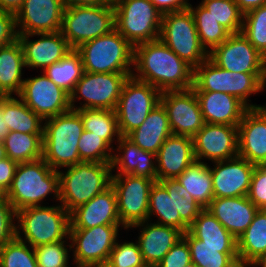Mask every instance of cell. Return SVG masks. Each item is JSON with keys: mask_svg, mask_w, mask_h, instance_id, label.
Returning a JSON list of instances; mask_svg holds the SVG:
<instances>
[{"mask_svg": "<svg viewBox=\"0 0 266 267\" xmlns=\"http://www.w3.org/2000/svg\"><path fill=\"white\" fill-rule=\"evenodd\" d=\"M208 165L214 198L248 196L255 164L237 155Z\"/></svg>", "mask_w": 266, "mask_h": 267, "instance_id": "d6986e66", "label": "cell"}, {"mask_svg": "<svg viewBox=\"0 0 266 267\" xmlns=\"http://www.w3.org/2000/svg\"><path fill=\"white\" fill-rule=\"evenodd\" d=\"M195 92H220L237 97L248 108H260L261 104L251 101L266 90V74L235 73L218 67L209 58L194 69Z\"/></svg>", "mask_w": 266, "mask_h": 267, "instance_id": "8992f818", "label": "cell"}, {"mask_svg": "<svg viewBox=\"0 0 266 267\" xmlns=\"http://www.w3.org/2000/svg\"><path fill=\"white\" fill-rule=\"evenodd\" d=\"M150 1L162 14L186 10L189 9V6L192 4L190 0H150Z\"/></svg>", "mask_w": 266, "mask_h": 267, "instance_id": "db71d44e", "label": "cell"}, {"mask_svg": "<svg viewBox=\"0 0 266 267\" xmlns=\"http://www.w3.org/2000/svg\"><path fill=\"white\" fill-rule=\"evenodd\" d=\"M262 107L266 110V103L262 104Z\"/></svg>", "mask_w": 266, "mask_h": 267, "instance_id": "03108f58", "label": "cell"}, {"mask_svg": "<svg viewBox=\"0 0 266 267\" xmlns=\"http://www.w3.org/2000/svg\"><path fill=\"white\" fill-rule=\"evenodd\" d=\"M145 267H157V266H152V265H146Z\"/></svg>", "mask_w": 266, "mask_h": 267, "instance_id": "003e7915", "label": "cell"}, {"mask_svg": "<svg viewBox=\"0 0 266 267\" xmlns=\"http://www.w3.org/2000/svg\"><path fill=\"white\" fill-rule=\"evenodd\" d=\"M23 69L24 53L18 39L0 47V96L20 94L25 80Z\"/></svg>", "mask_w": 266, "mask_h": 267, "instance_id": "4dcf8cb0", "label": "cell"}, {"mask_svg": "<svg viewBox=\"0 0 266 267\" xmlns=\"http://www.w3.org/2000/svg\"><path fill=\"white\" fill-rule=\"evenodd\" d=\"M6 156L17 163L42 158L43 134L9 132L4 140Z\"/></svg>", "mask_w": 266, "mask_h": 267, "instance_id": "f35d334b", "label": "cell"}, {"mask_svg": "<svg viewBox=\"0 0 266 267\" xmlns=\"http://www.w3.org/2000/svg\"><path fill=\"white\" fill-rule=\"evenodd\" d=\"M154 182L146 177L112 174L111 186L116 193L118 215L126 230L148 221L149 195Z\"/></svg>", "mask_w": 266, "mask_h": 267, "instance_id": "5bb4252c", "label": "cell"}, {"mask_svg": "<svg viewBox=\"0 0 266 267\" xmlns=\"http://www.w3.org/2000/svg\"><path fill=\"white\" fill-rule=\"evenodd\" d=\"M138 228L139 230H137ZM130 229L140 231L135 239L139 244L146 265L156 266L167 252L183 238L181 230L151 221L138 223L130 227L126 233Z\"/></svg>", "mask_w": 266, "mask_h": 267, "instance_id": "603a6c76", "label": "cell"}, {"mask_svg": "<svg viewBox=\"0 0 266 267\" xmlns=\"http://www.w3.org/2000/svg\"><path fill=\"white\" fill-rule=\"evenodd\" d=\"M9 133V129L6 127L2 118L1 96H0V140L3 141L5 136Z\"/></svg>", "mask_w": 266, "mask_h": 267, "instance_id": "680465c9", "label": "cell"}, {"mask_svg": "<svg viewBox=\"0 0 266 267\" xmlns=\"http://www.w3.org/2000/svg\"><path fill=\"white\" fill-rule=\"evenodd\" d=\"M176 209L181 220L189 227L203 208L195 201L191 194L179 183L176 191Z\"/></svg>", "mask_w": 266, "mask_h": 267, "instance_id": "7dc6e473", "label": "cell"}, {"mask_svg": "<svg viewBox=\"0 0 266 267\" xmlns=\"http://www.w3.org/2000/svg\"><path fill=\"white\" fill-rule=\"evenodd\" d=\"M18 40L23 49L25 67L33 71L40 69L39 72H43L72 50L60 31L18 34Z\"/></svg>", "mask_w": 266, "mask_h": 267, "instance_id": "ffe728a7", "label": "cell"}, {"mask_svg": "<svg viewBox=\"0 0 266 267\" xmlns=\"http://www.w3.org/2000/svg\"><path fill=\"white\" fill-rule=\"evenodd\" d=\"M236 239L259 210L248 196L213 198L206 208Z\"/></svg>", "mask_w": 266, "mask_h": 267, "instance_id": "4316f807", "label": "cell"}, {"mask_svg": "<svg viewBox=\"0 0 266 267\" xmlns=\"http://www.w3.org/2000/svg\"><path fill=\"white\" fill-rule=\"evenodd\" d=\"M64 10L62 0H24L15 14L17 33L59 32Z\"/></svg>", "mask_w": 266, "mask_h": 267, "instance_id": "44dd1931", "label": "cell"}, {"mask_svg": "<svg viewBox=\"0 0 266 267\" xmlns=\"http://www.w3.org/2000/svg\"><path fill=\"white\" fill-rule=\"evenodd\" d=\"M160 102L167 111L171 131L175 135L192 138L205 124L192 88L161 92Z\"/></svg>", "mask_w": 266, "mask_h": 267, "instance_id": "ac0fdd59", "label": "cell"}, {"mask_svg": "<svg viewBox=\"0 0 266 267\" xmlns=\"http://www.w3.org/2000/svg\"><path fill=\"white\" fill-rule=\"evenodd\" d=\"M238 155L255 165H266V110L249 108L238 125Z\"/></svg>", "mask_w": 266, "mask_h": 267, "instance_id": "7402d4cb", "label": "cell"}, {"mask_svg": "<svg viewBox=\"0 0 266 267\" xmlns=\"http://www.w3.org/2000/svg\"><path fill=\"white\" fill-rule=\"evenodd\" d=\"M194 161L192 138L170 135L156 155L157 180L176 179Z\"/></svg>", "mask_w": 266, "mask_h": 267, "instance_id": "484cf974", "label": "cell"}, {"mask_svg": "<svg viewBox=\"0 0 266 267\" xmlns=\"http://www.w3.org/2000/svg\"><path fill=\"white\" fill-rule=\"evenodd\" d=\"M205 123L238 126L249 109L237 97L220 92H195Z\"/></svg>", "mask_w": 266, "mask_h": 267, "instance_id": "f1b7e54d", "label": "cell"}, {"mask_svg": "<svg viewBox=\"0 0 266 267\" xmlns=\"http://www.w3.org/2000/svg\"><path fill=\"white\" fill-rule=\"evenodd\" d=\"M43 73L70 95L84 73L81 54L72 49L61 60L48 66Z\"/></svg>", "mask_w": 266, "mask_h": 267, "instance_id": "74e56055", "label": "cell"}, {"mask_svg": "<svg viewBox=\"0 0 266 267\" xmlns=\"http://www.w3.org/2000/svg\"><path fill=\"white\" fill-rule=\"evenodd\" d=\"M176 179L203 209L210 205L214 193L208 163L195 160Z\"/></svg>", "mask_w": 266, "mask_h": 267, "instance_id": "836d02e7", "label": "cell"}, {"mask_svg": "<svg viewBox=\"0 0 266 267\" xmlns=\"http://www.w3.org/2000/svg\"><path fill=\"white\" fill-rule=\"evenodd\" d=\"M192 140L196 161L209 164L238 155V126L205 123Z\"/></svg>", "mask_w": 266, "mask_h": 267, "instance_id": "e0dca14e", "label": "cell"}, {"mask_svg": "<svg viewBox=\"0 0 266 267\" xmlns=\"http://www.w3.org/2000/svg\"><path fill=\"white\" fill-rule=\"evenodd\" d=\"M38 267H70L73 264L70 238L34 248ZM71 259V260H70Z\"/></svg>", "mask_w": 266, "mask_h": 267, "instance_id": "b9f144b4", "label": "cell"}, {"mask_svg": "<svg viewBox=\"0 0 266 267\" xmlns=\"http://www.w3.org/2000/svg\"><path fill=\"white\" fill-rule=\"evenodd\" d=\"M6 156V151H5V147H4V143L3 141L0 140V161L5 159Z\"/></svg>", "mask_w": 266, "mask_h": 267, "instance_id": "94428289", "label": "cell"}, {"mask_svg": "<svg viewBox=\"0 0 266 267\" xmlns=\"http://www.w3.org/2000/svg\"><path fill=\"white\" fill-rule=\"evenodd\" d=\"M18 97L43 120L71 110L70 95L43 72L25 78Z\"/></svg>", "mask_w": 266, "mask_h": 267, "instance_id": "2e32d148", "label": "cell"}, {"mask_svg": "<svg viewBox=\"0 0 266 267\" xmlns=\"http://www.w3.org/2000/svg\"><path fill=\"white\" fill-rule=\"evenodd\" d=\"M161 92L151 84L129 76L115 109L121 136H127L146 120L160 103Z\"/></svg>", "mask_w": 266, "mask_h": 267, "instance_id": "4fadbf2b", "label": "cell"}, {"mask_svg": "<svg viewBox=\"0 0 266 267\" xmlns=\"http://www.w3.org/2000/svg\"><path fill=\"white\" fill-rule=\"evenodd\" d=\"M239 262L251 266L266 256V209H259L253 221L237 239Z\"/></svg>", "mask_w": 266, "mask_h": 267, "instance_id": "d6a6232c", "label": "cell"}, {"mask_svg": "<svg viewBox=\"0 0 266 267\" xmlns=\"http://www.w3.org/2000/svg\"><path fill=\"white\" fill-rule=\"evenodd\" d=\"M0 199H7V191L0 185Z\"/></svg>", "mask_w": 266, "mask_h": 267, "instance_id": "6125c7cd", "label": "cell"}, {"mask_svg": "<svg viewBox=\"0 0 266 267\" xmlns=\"http://www.w3.org/2000/svg\"><path fill=\"white\" fill-rule=\"evenodd\" d=\"M188 232L211 247H237V239L207 210L203 209Z\"/></svg>", "mask_w": 266, "mask_h": 267, "instance_id": "e575fe53", "label": "cell"}, {"mask_svg": "<svg viewBox=\"0 0 266 267\" xmlns=\"http://www.w3.org/2000/svg\"><path fill=\"white\" fill-rule=\"evenodd\" d=\"M18 163L6 157L0 161V185L7 191L15 175Z\"/></svg>", "mask_w": 266, "mask_h": 267, "instance_id": "f5cc1de1", "label": "cell"}, {"mask_svg": "<svg viewBox=\"0 0 266 267\" xmlns=\"http://www.w3.org/2000/svg\"><path fill=\"white\" fill-rule=\"evenodd\" d=\"M251 267H266V256L259 258Z\"/></svg>", "mask_w": 266, "mask_h": 267, "instance_id": "91938a15", "label": "cell"}, {"mask_svg": "<svg viewBox=\"0 0 266 267\" xmlns=\"http://www.w3.org/2000/svg\"><path fill=\"white\" fill-rule=\"evenodd\" d=\"M115 29L113 1L95 6H75L65 8L60 32L71 49Z\"/></svg>", "mask_w": 266, "mask_h": 267, "instance_id": "ba28073f", "label": "cell"}, {"mask_svg": "<svg viewBox=\"0 0 266 267\" xmlns=\"http://www.w3.org/2000/svg\"><path fill=\"white\" fill-rule=\"evenodd\" d=\"M139 244L136 240L118 239L110 252L105 267H145Z\"/></svg>", "mask_w": 266, "mask_h": 267, "instance_id": "bcb514c9", "label": "cell"}, {"mask_svg": "<svg viewBox=\"0 0 266 267\" xmlns=\"http://www.w3.org/2000/svg\"><path fill=\"white\" fill-rule=\"evenodd\" d=\"M199 3L230 34L241 32L244 14L234 0H201Z\"/></svg>", "mask_w": 266, "mask_h": 267, "instance_id": "60d3db41", "label": "cell"}, {"mask_svg": "<svg viewBox=\"0 0 266 267\" xmlns=\"http://www.w3.org/2000/svg\"><path fill=\"white\" fill-rule=\"evenodd\" d=\"M69 229L70 213L59 202L16 212V237L33 248L67 239Z\"/></svg>", "mask_w": 266, "mask_h": 267, "instance_id": "5b68a950", "label": "cell"}, {"mask_svg": "<svg viewBox=\"0 0 266 267\" xmlns=\"http://www.w3.org/2000/svg\"><path fill=\"white\" fill-rule=\"evenodd\" d=\"M159 39L193 69L208 58L189 9L163 14Z\"/></svg>", "mask_w": 266, "mask_h": 267, "instance_id": "7c38bea8", "label": "cell"}, {"mask_svg": "<svg viewBox=\"0 0 266 267\" xmlns=\"http://www.w3.org/2000/svg\"><path fill=\"white\" fill-rule=\"evenodd\" d=\"M241 32L266 58V5L244 14Z\"/></svg>", "mask_w": 266, "mask_h": 267, "instance_id": "7bdbcfd3", "label": "cell"}, {"mask_svg": "<svg viewBox=\"0 0 266 267\" xmlns=\"http://www.w3.org/2000/svg\"><path fill=\"white\" fill-rule=\"evenodd\" d=\"M127 231L122 225L70 228L72 262L76 267L105 266L117 240ZM120 233V234H119Z\"/></svg>", "mask_w": 266, "mask_h": 267, "instance_id": "30bf717a", "label": "cell"}, {"mask_svg": "<svg viewBox=\"0 0 266 267\" xmlns=\"http://www.w3.org/2000/svg\"><path fill=\"white\" fill-rule=\"evenodd\" d=\"M84 131L80 114L69 110L44 120L42 158L59 171L73 166L80 160L78 143Z\"/></svg>", "mask_w": 266, "mask_h": 267, "instance_id": "3957f363", "label": "cell"}, {"mask_svg": "<svg viewBox=\"0 0 266 267\" xmlns=\"http://www.w3.org/2000/svg\"><path fill=\"white\" fill-rule=\"evenodd\" d=\"M111 169L112 174L133 175L158 181L156 155L140 149L126 136H121L113 149Z\"/></svg>", "mask_w": 266, "mask_h": 267, "instance_id": "cb8c5ba5", "label": "cell"}, {"mask_svg": "<svg viewBox=\"0 0 266 267\" xmlns=\"http://www.w3.org/2000/svg\"><path fill=\"white\" fill-rule=\"evenodd\" d=\"M18 39L15 15L0 10V47Z\"/></svg>", "mask_w": 266, "mask_h": 267, "instance_id": "816d5d0a", "label": "cell"}, {"mask_svg": "<svg viewBox=\"0 0 266 267\" xmlns=\"http://www.w3.org/2000/svg\"><path fill=\"white\" fill-rule=\"evenodd\" d=\"M189 10L193 14L201 46L209 54L215 47L224 42L230 33L200 3L195 6L191 4Z\"/></svg>", "mask_w": 266, "mask_h": 267, "instance_id": "ab89813d", "label": "cell"}, {"mask_svg": "<svg viewBox=\"0 0 266 267\" xmlns=\"http://www.w3.org/2000/svg\"><path fill=\"white\" fill-rule=\"evenodd\" d=\"M168 114L160 102L137 129L126 137L140 149L157 155L164 141L172 135Z\"/></svg>", "mask_w": 266, "mask_h": 267, "instance_id": "f546056e", "label": "cell"}, {"mask_svg": "<svg viewBox=\"0 0 266 267\" xmlns=\"http://www.w3.org/2000/svg\"><path fill=\"white\" fill-rule=\"evenodd\" d=\"M24 0H0V10L16 14L22 7Z\"/></svg>", "mask_w": 266, "mask_h": 267, "instance_id": "9f6ffc18", "label": "cell"}, {"mask_svg": "<svg viewBox=\"0 0 266 267\" xmlns=\"http://www.w3.org/2000/svg\"><path fill=\"white\" fill-rule=\"evenodd\" d=\"M115 29L132 45L158 40L162 13L150 0H112Z\"/></svg>", "mask_w": 266, "mask_h": 267, "instance_id": "9c48e42d", "label": "cell"}, {"mask_svg": "<svg viewBox=\"0 0 266 267\" xmlns=\"http://www.w3.org/2000/svg\"><path fill=\"white\" fill-rule=\"evenodd\" d=\"M183 238L189 245L191 262L198 267H233L239 262L237 247L204 246L188 231L183 233Z\"/></svg>", "mask_w": 266, "mask_h": 267, "instance_id": "d590c367", "label": "cell"}, {"mask_svg": "<svg viewBox=\"0 0 266 267\" xmlns=\"http://www.w3.org/2000/svg\"><path fill=\"white\" fill-rule=\"evenodd\" d=\"M0 267H38L34 248L15 237L0 249Z\"/></svg>", "mask_w": 266, "mask_h": 267, "instance_id": "ee69618b", "label": "cell"}, {"mask_svg": "<svg viewBox=\"0 0 266 267\" xmlns=\"http://www.w3.org/2000/svg\"><path fill=\"white\" fill-rule=\"evenodd\" d=\"M83 121L84 130L104 139L113 149L121 137L116 112L107 109L76 110Z\"/></svg>", "mask_w": 266, "mask_h": 267, "instance_id": "8d00e7d4", "label": "cell"}, {"mask_svg": "<svg viewBox=\"0 0 266 267\" xmlns=\"http://www.w3.org/2000/svg\"><path fill=\"white\" fill-rule=\"evenodd\" d=\"M59 203L71 213L111 186L110 163L79 162L58 171Z\"/></svg>", "mask_w": 266, "mask_h": 267, "instance_id": "277c9868", "label": "cell"}, {"mask_svg": "<svg viewBox=\"0 0 266 267\" xmlns=\"http://www.w3.org/2000/svg\"><path fill=\"white\" fill-rule=\"evenodd\" d=\"M184 267H198V266L195 265L193 262H190L188 265H186Z\"/></svg>", "mask_w": 266, "mask_h": 267, "instance_id": "e7e4bbea", "label": "cell"}, {"mask_svg": "<svg viewBox=\"0 0 266 267\" xmlns=\"http://www.w3.org/2000/svg\"><path fill=\"white\" fill-rule=\"evenodd\" d=\"M78 149L81 161L110 164L112 162L113 148L90 131H83Z\"/></svg>", "mask_w": 266, "mask_h": 267, "instance_id": "f6af8a7d", "label": "cell"}, {"mask_svg": "<svg viewBox=\"0 0 266 267\" xmlns=\"http://www.w3.org/2000/svg\"><path fill=\"white\" fill-rule=\"evenodd\" d=\"M208 58L218 67L235 73L266 74V58L240 33L230 34Z\"/></svg>", "mask_w": 266, "mask_h": 267, "instance_id": "9a60e30c", "label": "cell"}, {"mask_svg": "<svg viewBox=\"0 0 266 267\" xmlns=\"http://www.w3.org/2000/svg\"><path fill=\"white\" fill-rule=\"evenodd\" d=\"M248 198L258 209H266V165H255Z\"/></svg>", "mask_w": 266, "mask_h": 267, "instance_id": "681fc988", "label": "cell"}, {"mask_svg": "<svg viewBox=\"0 0 266 267\" xmlns=\"http://www.w3.org/2000/svg\"><path fill=\"white\" fill-rule=\"evenodd\" d=\"M176 191H179L177 179L154 182L149 195L148 221L172 226L185 233L189 227L181 220L176 209ZM154 218L156 221H153Z\"/></svg>", "mask_w": 266, "mask_h": 267, "instance_id": "83f0119b", "label": "cell"}, {"mask_svg": "<svg viewBox=\"0 0 266 267\" xmlns=\"http://www.w3.org/2000/svg\"><path fill=\"white\" fill-rule=\"evenodd\" d=\"M240 11L245 14L260 6L266 5V0H234Z\"/></svg>", "mask_w": 266, "mask_h": 267, "instance_id": "11a10c76", "label": "cell"}, {"mask_svg": "<svg viewBox=\"0 0 266 267\" xmlns=\"http://www.w3.org/2000/svg\"><path fill=\"white\" fill-rule=\"evenodd\" d=\"M50 196V198H49ZM59 202V174L43 158L18 163L7 199L15 211L29 206H45L49 199Z\"/></svg>", "mask_w": 266, "mask_h": 267, "instance_id": "7a4b0ae2", "label": "cell"}, {"mask_svg": "<svg viewBox=\"0 0 266 267\" xmlns=\"http://www.w3.org/2000/svg\"><path fill=\"white\" fill-rule=\"evenodd\" d=\"M98 225H122L112 186L70 213V228H91Z\"/></svg>", "mask_w": 266, "mask_h": 267, "instance_id": "d4e9b609", "label": "cell"}, {"mask_svg": "<svg viewBox=\"0 0 266 267\" xmlns=\"http://www.w3.org/2000/svg\"><path fill=\"white\" fill-rule=\"evenodd\" d=\"M2 118L9 132L43 134L44 120L18 96H1Z\"/></svg>", "mask_w": 266, "mask_h": 267, "instance_id": "1f68e13d", "label": "cell"}, {"mask_svg": "<svg viewBox=\"0 0 266 267\" xmlns=\"http://www.w3.org/2000/svg\"><path fill=\"white\" fill-rule=\"evenodd\" d=\"M76 50L81 54L85 72H133L134 46L116 29L82 44Z\"/></svg>", "mask_w": 266, "mask_h": 267, "instance_id": "52a82bcc", "label": "cell"}, {"mask_svg": "<svg viewBox=\"0 0 266 267\" xmlns=\"http://www.w3.org/2000/svg\"><path fill=\"white\" fill-rule=\"evenodd\" d=\"M16 237V211L8 199H0V249Z\"/></svg>", "mask_w": 266, "mask_h": 267, "instance_id": "c3c4849f", "label": "cell"}, {"mask_svg": "<svg viewBox=\"0 0 266 267\" xmlns=\"http://www.w3.org/2000/svg\"><path fill=\"white\" fill-rule=\"evenodd\" d=\"M193 75L194 69L160 39L134 46L132 76L160 92L191 89Z\"/></svg>", "mask_w": 266, "mask_h": 267, "instance_id": "6da1fadb", "label": "cell"}, {"mask_svg": "<svg viewBox=\"0 0 266 267\" xmlns=\"http://www.w3.org/2000/svg\"><path fill=\"white\" fill-rule=\"evenodd\" d=\"M233 267H251V266L243 264L241 262H237Z\"/></svg>", "mask_w": 266, "mask_h": 267, "instance_id": "be15d7a7", "label": "cell"}, {"mask_svg": "<svg viewBox=\"0 0 266 267\" xmlns=\"http://www.w3.org/2000/svg\"><path fill=\"white\" fill-rule=\"evenodd\" d=\"M191 262L190 248L181 238L156 265L157 267H184Z\"/></svg>", "mask_w": 266, "mask_h": 267, "instance_id": "f907efd6", "label": "cell"}, {"mask_svg": "<svg viewBox=\"0 0 266 267\" xmlns=\"http://www.w3.org/2000/svg\"><path fill=\"white\" fill-rule=\"evenodd\" d=\"M129 76H132V73H91L84 71L70 94L71 109L115 111L123 85Z\"/></svg>", "mask_w": 266, "mask_h": 267, "instance_id": "8fae6325", "label": "cell"}, {"mask_svg": "<svg viewBox=\"0 0 266 267\" xmlns=\"http://www.w3.org/2000/svg\"><path fill=\"white\" fill-rule=\"evenodd\" d=\"M65 8L75 6H95L108 3L110 0H62Z\"/></svg>", "mask_w": 266, "mask_h": 267, "instance_id": "6f0895ef", "label": "cell"}]
</instances>
